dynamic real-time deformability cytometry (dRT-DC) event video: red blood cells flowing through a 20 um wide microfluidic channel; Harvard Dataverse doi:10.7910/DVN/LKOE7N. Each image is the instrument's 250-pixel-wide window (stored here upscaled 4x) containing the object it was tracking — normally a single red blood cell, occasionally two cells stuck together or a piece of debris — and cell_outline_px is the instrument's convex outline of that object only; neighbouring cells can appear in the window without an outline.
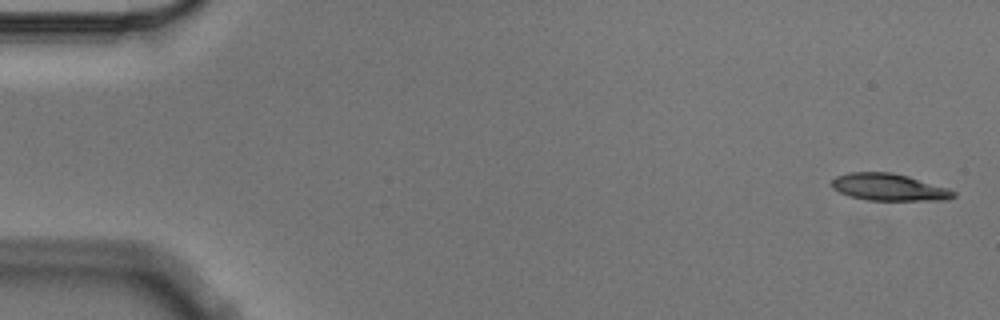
{"species": "Egyptian fruit bat (a non-hibernating species)", "species_latin": "Rousettus aegyptiacus", "temperature_condition": "cold", "stored_images_in_passage": 3, "camera_frame_rate_fps": 3000, "um_per_image_px": 0.085, "animal": {"sex": "male"}, "frame": {"image": 1, "passage_image": 1, "time_ms": 0.0, "image_size_px": [1000, 320], "cell_outline_px": [[956, 196], [948, 200], [868, 200], [852, 196], [840, 192], [832, 188], [832, 180], [836, 176], [848, 172], [892, 172], [908, 176], [948, 188], [956, 192]], "centroid_in_image_um": [75.58, 15.9], "position_along_channel_um": 9.4, "area_um2": 19.13}}